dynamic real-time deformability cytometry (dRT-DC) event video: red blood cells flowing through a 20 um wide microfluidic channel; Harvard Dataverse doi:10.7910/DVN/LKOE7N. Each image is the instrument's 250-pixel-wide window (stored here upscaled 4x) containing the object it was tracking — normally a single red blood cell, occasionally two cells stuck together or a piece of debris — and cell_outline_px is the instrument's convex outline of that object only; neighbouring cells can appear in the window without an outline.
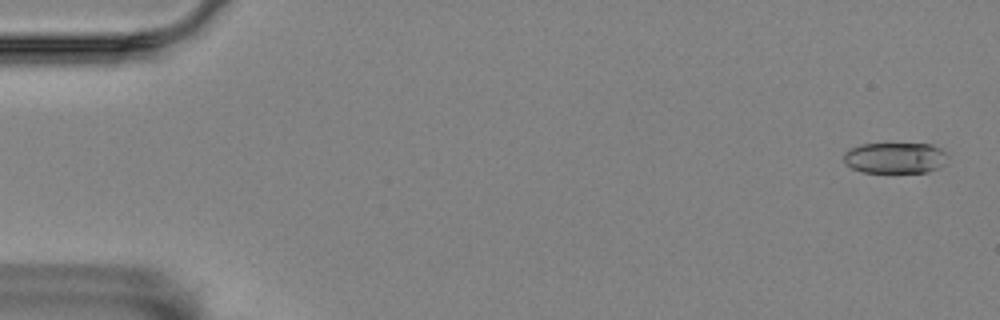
{"species": "Egyptian fruit bat (a non-hibernating species)", "species_latin": "Rousettus aegyptiacus", "temperature_condition": "room temperature", "stored_images_in_passage": 57, "camera_frame_rate_fps": 3000, "um_per_image_px": 0.085, "animal": {"sex": "female"}, "frame": {"image": 1, "passage_image": 2, "time_ms": 0.333, "image_size_px": [1000, 320], "cell_outline_px": [[948, 164], [940, 168], [928, 172], [860, 172], [852, 168], [844, 160], [844, 152], [848, 148], [860, 144], [932, 144], [948, 152]], "centroid_in_image_um": [76.15, 13.42], "position_along_channel_um": 8.8, "area_um2": 19.13}}
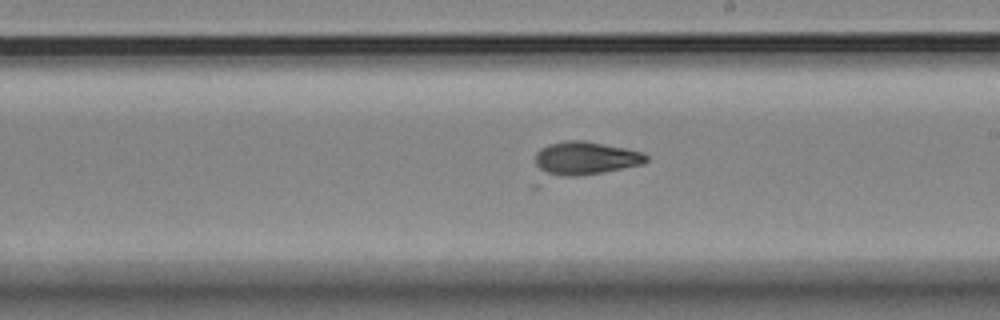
{"frame": {"image": 2, "passage_image": 33, "time_ms": 10.667, "image_size_px": [1000, 320], "cell_outline_px": [[648, 160], [644, 164], [600, 172], [576, 176], [540, 176], [536, 164], [536, 152], [540, 148], [548, 144], [564, 140], [584, 140], [624, 148], [640, 152], [648, 156]], "centroid_in_image_um": [49.66, 13.46], "position_along_channel_um": 239.3, "area_um2": 21.68}}
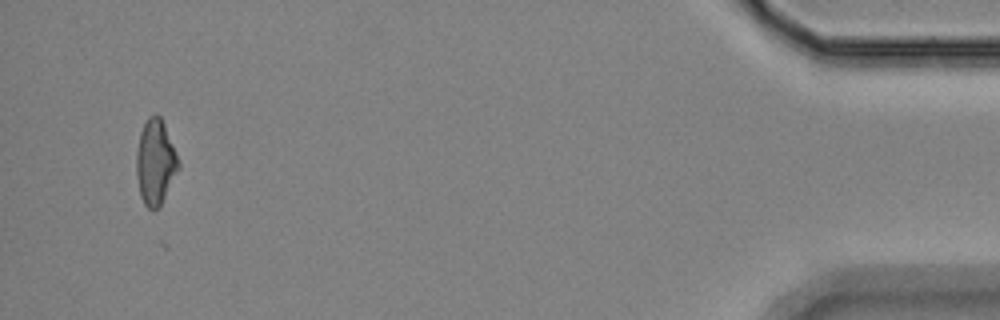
{"frame": {"image": 3, "passage_image": 55, "time_ms": 18.0, "image_size_px": [1000, 320], "cell_outline_px": [[180, 168], [160, 204], [156, 208], [148, 208], [144, 204], [140, 196], [136, 176], [136, 152], [140, 132], [148, 116], [156, 112], [160, 116], [164, 124], [180, 160]], "centroid_in_image_um": [13.2, 13.74], "position_along_channel_um": 422.0, "area_um2": 20.92}, "authors_computed_cell_mechanics": {"area_um2": 19.1896, "velocity_mm_per_s": 3.5083, "shape_relaxation_time_tau1_ms": 0.6147, "shape_relaxation_time_tau2_ms": null, "deformation_change_tau1": 0.2771, "deformation_change_tau2": null}}